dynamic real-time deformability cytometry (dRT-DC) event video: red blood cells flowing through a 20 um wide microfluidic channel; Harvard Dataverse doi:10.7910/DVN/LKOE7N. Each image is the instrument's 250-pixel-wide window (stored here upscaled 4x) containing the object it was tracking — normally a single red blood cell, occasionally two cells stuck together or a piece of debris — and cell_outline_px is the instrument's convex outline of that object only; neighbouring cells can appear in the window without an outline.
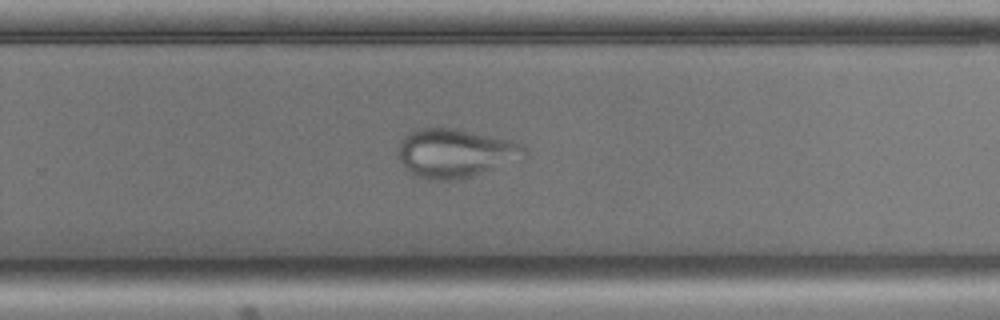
{"species": "common noctule bat (a hibernating species)", "species_latin": "Nyctalus noctula", "temperature_condition": "cold", "stored_images_in_passage": 54, "camera_frame_rate_fps": 3000, "um_per_image_px": 0.085, "animal": {"sex": "male", "body_mass_g": 17.9, "forearm_length_mm": 54.2}, "frame": {"image": 1, "passage_image": 35, "time_ms": 11.333, "image_size_px": [1000, 320], "cell_outline_px": [[528, 156], [524, 160], [468, 176], [448, 180], [428, 180], [416, 176], [404, 168], [396, 152], [396, 148], [400, 140], [408, 132], [420, 128], [452, 128], [512, 140], [528, 148]], "centroid_in_image_um": [38.71, 13.01], "position_along_channel_um": 291.1, "area_um2": 36.24}}